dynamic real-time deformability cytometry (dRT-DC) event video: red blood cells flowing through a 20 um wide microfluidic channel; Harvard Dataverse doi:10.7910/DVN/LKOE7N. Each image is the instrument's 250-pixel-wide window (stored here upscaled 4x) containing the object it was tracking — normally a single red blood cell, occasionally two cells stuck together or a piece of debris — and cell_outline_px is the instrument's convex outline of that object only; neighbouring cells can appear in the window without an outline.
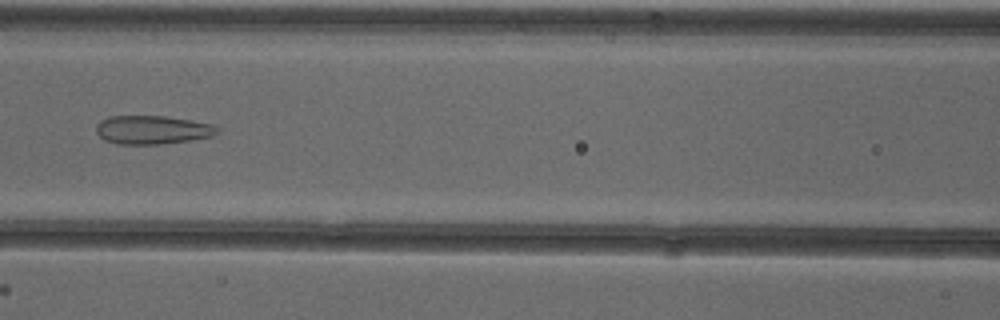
{"species": "common noctule bat (a hibernating species)", "species_latin": "Nyctalus noctula", "temperature_condition": "cold", "stored_images_in_passage": 53, "camera_frame_rate_fps": 3000, "um_per_image_px": 0.085, "animal": {"sex": "female"}, "frame": {"image": 1, "passage_image": 24, "time_ms": 7.667, "image_size_px": [1000, 320], "cell_outline_px": [[220, 132], [212, 136], [192, 140], [160, 144], [116, 144], [104, 140], [96, 132], [96, 124], [100, 120], [108, 116], [164, 116], [192, 120], [212, 124], [220, 128]], "centroid_in_image_um": [12.96, 11.03], "position_along_channel_um": 153.6, "area_um2": 20.4}}
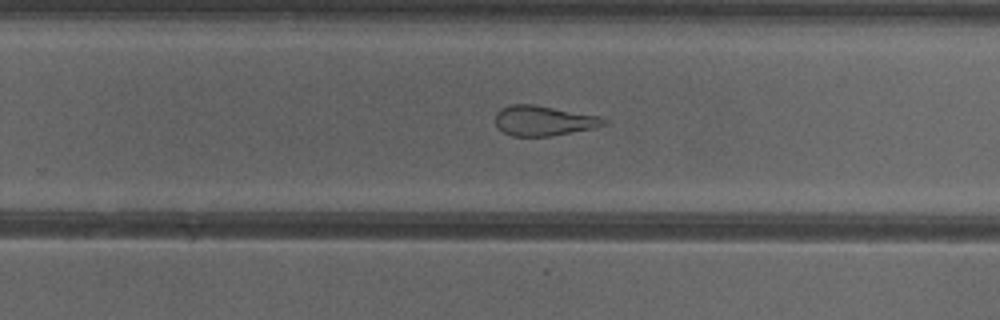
{"frame": {"image": 2, "passage_image": 34, "time_ms": 11.0, "image_size_px": [1000, 320], "cell_outline_px": [[608, 124], [592, 128], [552, 136], [512, 136], [504, 132], [496, 124], [496, 112], [500, 108], [512, 104], [536, 104], [600, 116], [608, 120]], "centroid_in_image_um": [46.23, 10.25], "position_along_channel_um": 283.6, "area_um2": 19.07}}
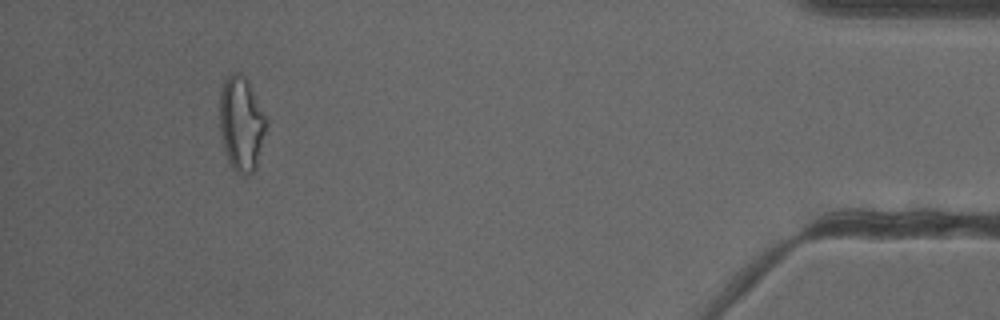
{"frame": {"image": 3, "passage_image": 49, "time_ms": 16.0, "image_size_px": [1000, 320], "cell_outline_px": [[268, 120], [256, 168], [248, 176], [244, 176], [236, 172], [232, 168], [224, 152], [220, 132], [220, 96], [224, 80], [228, 72], [236, 72], [244, 76], [248, 80]], "centroid_in_image_um": [20.51, 10.52], "position_along_channel_um": 414.7, "area_um2": 25.95}, "authors_computed_cell_mechanics": {"area_um2": 24.2182, "velocity_mm_per_s": 3.9154, "shape_relaxation_time_tau1_ms": null, "shape_relaxation_time_tau2_ms": 2.1526, "deformation_change_tau1": null, "deformation_change_tau2": 0.1304}}